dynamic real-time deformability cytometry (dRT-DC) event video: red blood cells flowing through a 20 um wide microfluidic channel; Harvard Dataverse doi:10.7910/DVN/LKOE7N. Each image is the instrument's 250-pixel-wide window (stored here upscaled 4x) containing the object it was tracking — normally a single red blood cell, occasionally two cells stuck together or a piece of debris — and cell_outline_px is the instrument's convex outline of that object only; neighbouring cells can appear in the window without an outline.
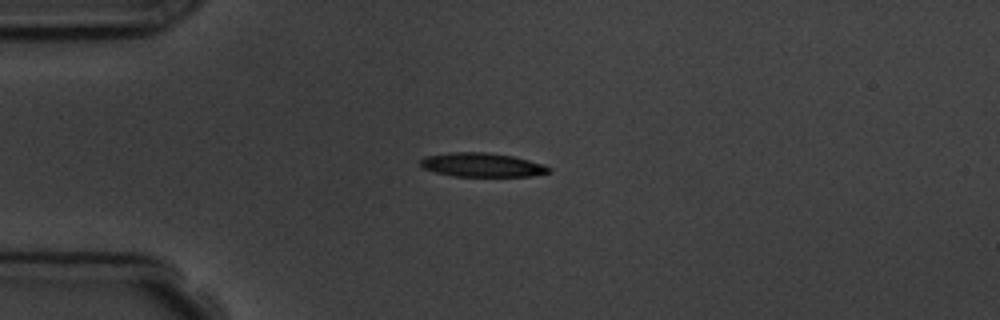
{"species": "common noctule bat (a hibernating species)", "species_latin": "Nyctalus noctula", "temperature_condition": "room temperature", "stored_images_in_passage": 14, "camera_frame_rate_fps": 3000, "um_per_image_px": 0.085, "animal": {"sex": "male", "body_mass_g": 19.5, "forearm_length_mm": 54.6}, "frame": {"image": 1, "passage_image": 3, "time_ms": 3.333, "image_size_px": [1000, 320], "cell_outline_px": [[552, 172], [532, 176], [452, 176], [436, 172], [424, 168], [420, 164], [420, 160], [424, 156], [448, 152], [488, 152], [512, 156], [544, 164], [552, 168]], "centroid_in_image_um": [40.99, 14.01], "position_along_channel_um": 44.0, "area_um2": 18.03}, "authors_computed_cell_mechanics": {"area_um2": 17.9758, "velocity_mm_per_s": 3.6848, "shape_relaxation_time_tau1_ms": 3.8181, "shape_relaxation_time_tau2_ms": null, "deformation_change_tau1": 0.1118, "deformation_change_tau2": null}}